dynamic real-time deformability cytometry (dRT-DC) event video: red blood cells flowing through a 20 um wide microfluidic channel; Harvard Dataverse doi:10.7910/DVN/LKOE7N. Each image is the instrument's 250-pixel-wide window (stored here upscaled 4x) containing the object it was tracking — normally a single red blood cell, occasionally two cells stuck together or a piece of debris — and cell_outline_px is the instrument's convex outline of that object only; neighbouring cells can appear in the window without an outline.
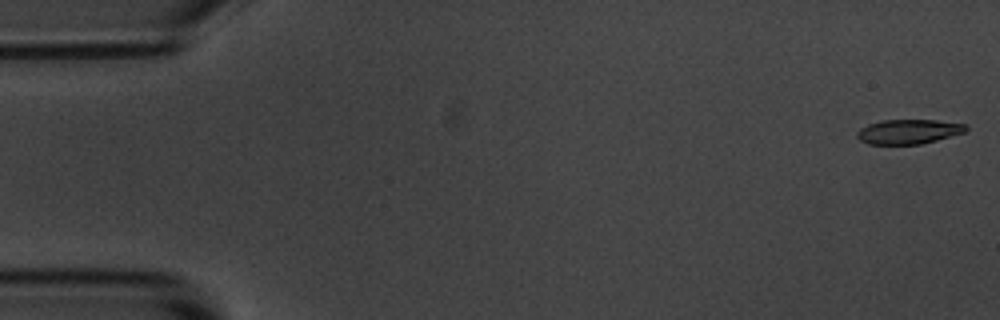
{"species": "common noctule bat (a hibernating species)", "species_latin": "Nyctalus noctula", "temperature_condition": "room temperature", "stored_images_in_passage": 54, "camera_frame_rate_fps": 3000, "um_per_image_px": 0.085, "animal": {"sex": "male", "body_mass_g": 20.1, "forearm_length_mm": 53.5}, "frame": {"image": 1, "passage_image": 1, "time_ms": 0.0, "image_size_px": [1000, 320], "cell_outline_px": [[968, 128], [964, 132], [936, 140], [920, 144], [868, 144], [860, 140], [856, 136], [856, 132], [860, 128], [868, 124], [880, 120], [936, 120], [964, 124]], "centroid_in_image_um": [77.17, 11.18], "position_along_channel_um": 7.8, "area_um2": 15.49}}
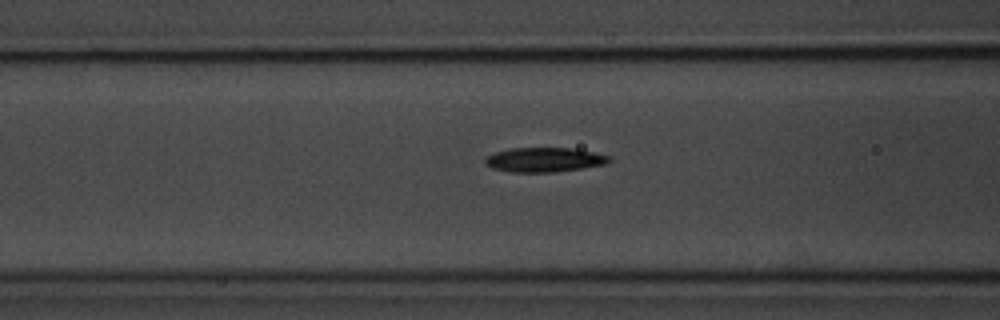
{"frame": {"image": 2, "passage_image": 21, "time_ms": 6.667, "image_size_px": [1000, 320], "cell_outline_px": [[612, 160], [604, 164], [580, 168], [552, 172], [512, 172], [492, 168], [484, 164], [484, 160], [488, 156], [496, 152], [508, 148], [572, 148], [612, 156]], "centroid_in_image_um": [46.25, 13.57], "position_along_channel_um": 120.4, "area_um2": 17.57}}
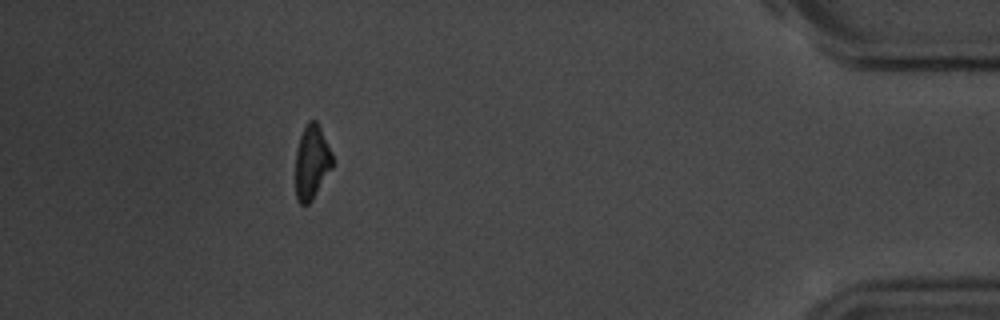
{"frame": {"image": 3, "passage_image": 49, "time_ms": 16.0, "image_size_px": [1000, 320], "cell_outline_px": [[332, 168], [312, 200], [308, 204], [300, 204], [296, 196], [296, 152], [300, 136], [308, 120], [316, 120], [332, 152]], "centroid_in_image_um": [26.5, 13.78], "position_along_channel_um": 408.7, "area_um2": 15.78}, "authors_computed_cell_mechanics": {"area_um2": 17.1088, "velocity_mm_per_s": 3.6747, "shape_relaxation_time_tau1_ms": 3.1589, "shape_relaxation_time_tau2_ms": 4.2694, "deformation_change_tau1": 0.1844, "deformation_change_tau2": 0.122}}